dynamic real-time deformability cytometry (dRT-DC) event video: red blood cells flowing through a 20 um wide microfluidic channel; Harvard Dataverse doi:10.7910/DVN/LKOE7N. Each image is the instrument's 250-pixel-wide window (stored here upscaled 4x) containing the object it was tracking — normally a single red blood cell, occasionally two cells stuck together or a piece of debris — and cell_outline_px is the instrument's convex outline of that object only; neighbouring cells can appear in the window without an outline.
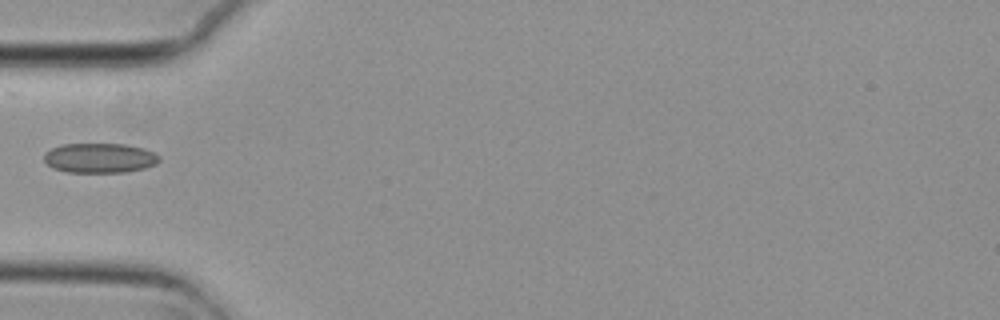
{"species": "common noctule bat (a hibernating species)", "species_latin": "Nyctalus noctula", "temperature_condition": "cold", "stored_images_in_passage": 3, "camera_frame_rate_fps": 3000, "um_per_image_px": 0.085, "animal": {"sex": "female", "body_mass_g": 29.2, "forearm_length_mm": 56.3}, "frame": {"image": 1, "passage_image": 3, "time_ms": 0.667, "image_size_px": [1000, 320], "cell_outline_px": [[160, 160], [156, 164], [144, 168], [124, 172], [64, 172], [52, 168], [44, 160], [44, 152], [60, 144], [124, 144], [144, 148], [160, 156]], "centroid_in_image_um": [8.45, 13.43], "position_along_channel_um": 76.5, "area_um2": 20.06}}